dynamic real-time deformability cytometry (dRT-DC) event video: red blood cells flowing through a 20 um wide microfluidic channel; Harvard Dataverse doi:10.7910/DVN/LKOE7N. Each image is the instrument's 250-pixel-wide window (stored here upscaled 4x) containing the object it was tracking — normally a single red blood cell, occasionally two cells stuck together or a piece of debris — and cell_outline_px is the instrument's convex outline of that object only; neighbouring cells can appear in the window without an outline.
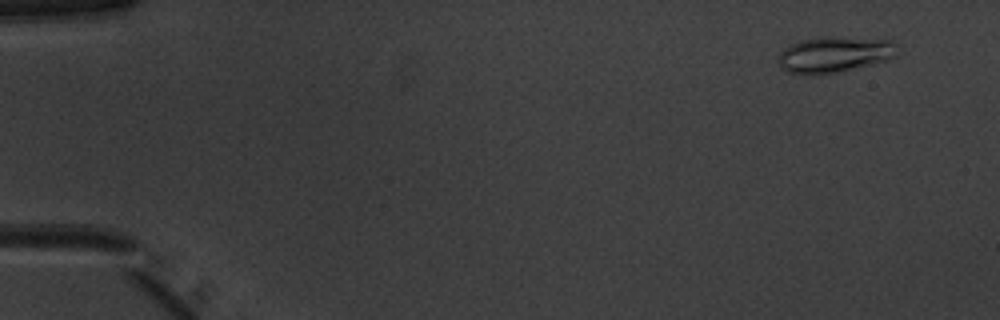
{"species": "common noctule bat (a hibernating species)", "species_latin": "Nyctalus noctula", "temperature_condition": "warm", "stored_images_in_passage": 52, "camera_frame_rate_fps": 3000, "um_per_image_px": 0.085, "animal": {"sex": "male", "body_mass_g": 20.1, "forearm_length_mm": 53.5}, "frame": {"image": 1, "passage_image": 4, "time_ms": 1.0, "image_size_px": [1000, 320], "cell_outline_px": [[896, 56], [872, 64], [832, 72], [808, 76], [804, 76], [788, 72], [776, 60], [780, 52], [788, 44], [800, 40], [820, 36], [828, 36], [892, 40], [896, 44]], "centroid_in_image_um": [70.85, 4.61], "position_along_channel_um": 14.1, "area_um2": 24.97}}
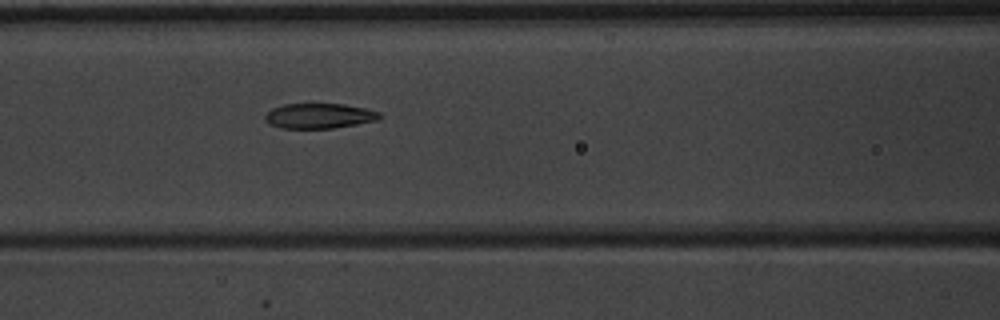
{"frame": {"image": 2, "passage_image": 23, "time_ms": 7.333, "image_size_px": [1000, 320], "cell_outline_px": [[384, 116], [380, 120], [332, 128], [280, 128], [264, 120], [264, 116], [272, 108], [284, 104], [344, 104], [368, 108], [380, 112]], "centroid_in_image_um": [27.2, 9.84], "position_along_channel_um": 139.4, "area_um2": 16.88}}
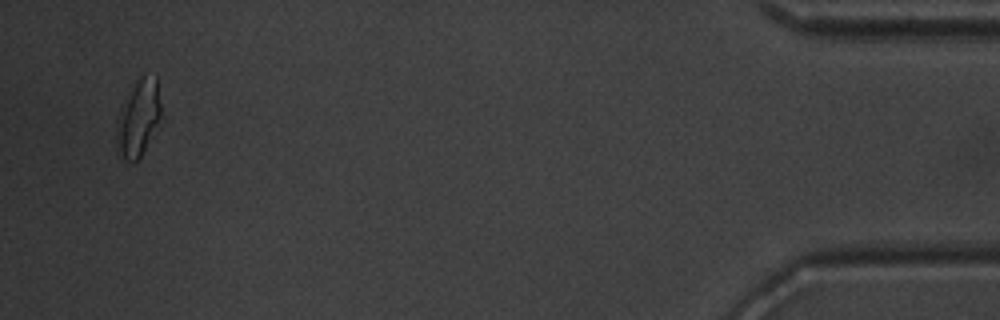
{"frame": {"image": 3, "passage_image": 50, "time_ms": 16.333, "image_size_px": [1000, 320], "cell_outline_px": [[164, 120], [140, 156], [132, 164], [116, 156], [116, 120], [136, 80], [140, 76], [156, 76]], "centroid_in_image_um": [11.79, 10.13], "position_along_channel_um": 423.4, "area_um2": 20.52}, "authors_computed_cell_mechanics": {"area_um2": 18.2359, "velocity_mm_per_s": 3.9859, "shape_relaxation_time_tau1_ms": 5.4577, "shape_relaxation_time_tau2_ms": 1.6381, "deformation_change_tau1": 0.184, "deformation_change_tau2": 0.0734}}